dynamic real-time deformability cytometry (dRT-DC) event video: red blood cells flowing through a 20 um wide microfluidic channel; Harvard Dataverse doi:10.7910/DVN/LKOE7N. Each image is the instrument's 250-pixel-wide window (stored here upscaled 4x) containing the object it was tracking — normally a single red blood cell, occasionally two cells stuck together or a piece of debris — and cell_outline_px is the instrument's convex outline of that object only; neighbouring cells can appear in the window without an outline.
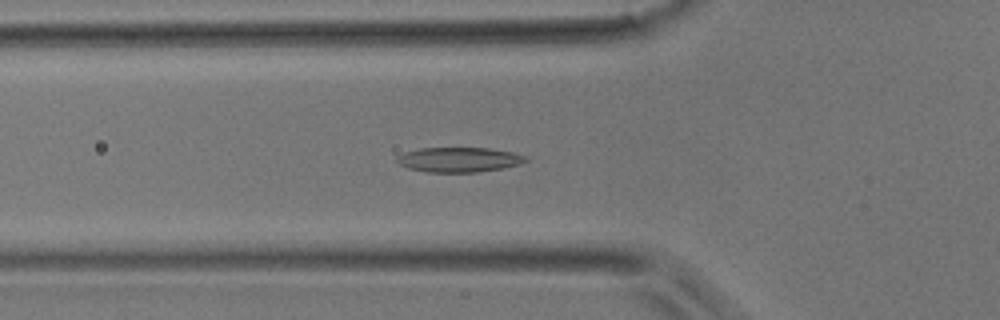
{"species": "common noctule bat (a hibernating species)", "species_latin": "Nyctalus noctula", "temperature_condition": "room temperature", "stored_images_in_passage": 20, "camera_frame_rate_fps": 3000, "um_per_image_px": 0.085, "animal": {"sex": "male", "body_mass_g": 17.9}, "frame": {"image": 1, "passage_image": 3, "time_ms": 0.667, "image_size_px": [1000, 320], "cell_outline_px": [[528, 160], [520, 164], [504, 168], [476, 172], [428, 172], [408, 168], [400, 164], [396, 160], [396, 156], [404, 152], [420, 148], [488, 148], [512, 152], [524, 156]], "centroid_in_image_um": [38.99, 13.57], "position_along_channel_um": 86.8, "area_um2": 18.55}}
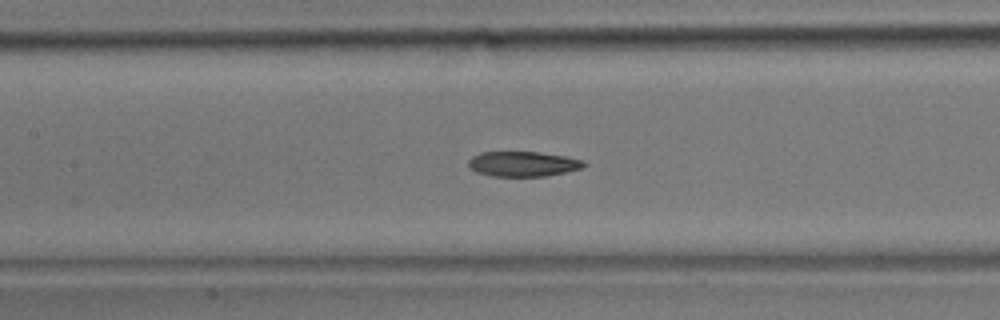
{"frame": {"image": 2, "passage_image": 8, "time_ms": 2.333, "image_size_px": [1000, 320], "cell_outline_px": [[588, 164], [580, 168], [564, 172], [544, 176], [492, 176], [476, 172], [468, 168], [468, 160], [472, 156], [480, 152], [536, 152], [564, 156], [584, 160]], "centroid_in_image_um": [44.41, 13.93], "position_along_channel_um": 163.0, "area_um2": 16.82}}
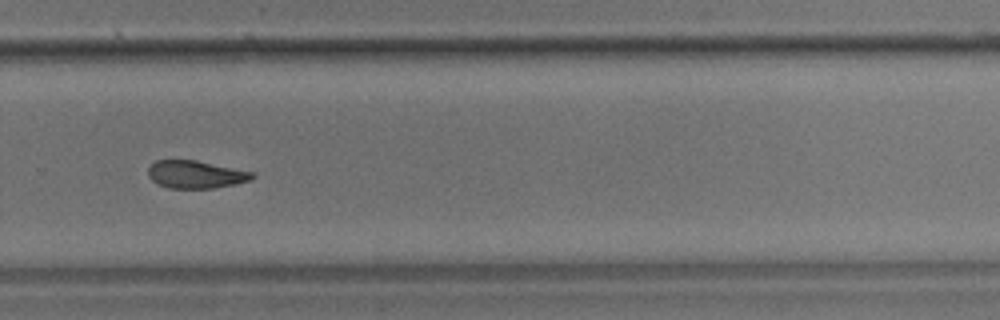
{"frame": {"image": 3, "passage_image": 18, "time_ms": 5.667, "image_size_px": [1000, 320], "cell_outline_px": [[256, 176], [248, 180], [236, 184], [216, 188], [168, 188], [152, 180], [148, 176], [148, 168], [156, 160], [196, 160], [252, 172]], "centroid_in_image_um": [16.62, 14.83], "position_along_channel_um": 313.2, "area_um2": 16.65}}